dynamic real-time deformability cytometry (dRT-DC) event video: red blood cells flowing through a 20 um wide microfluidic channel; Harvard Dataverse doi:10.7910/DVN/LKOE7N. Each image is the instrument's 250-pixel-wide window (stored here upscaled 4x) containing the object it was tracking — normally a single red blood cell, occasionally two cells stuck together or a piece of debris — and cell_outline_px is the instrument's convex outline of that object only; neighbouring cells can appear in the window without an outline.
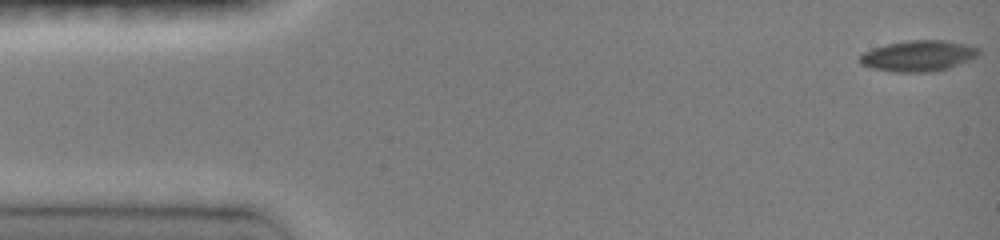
{"species": "common noctule bat (a hibernating species)", "species_latin": "Nyctalus noctula", "temperature_condition": "room temperature", "stored_images_in_passage": 47, "camera_frame_rate_fps": 3000, "um_per_image_px": 0.085, "animal": {"sex": "female", "body_mass_g": 19.0, "forearm_length_mm": 51.5}, "frame": {"image": 1, "passage_image": 1, "time_ms": 0.0, "image_size_px": [1000, 240], "cell_outline_px": [[980, 52], [976, 56], [968, 60], [948, 68], [936, 72], [896, 72], [872, 68], [860, 64], [860, 56], [864, 52], [872, 48], [888, 44], [908, 40], [948, 40], [968, 44], [980, 48]], "centroid_in_image_um": [78.08, 4.74], "position_along_channel_um": 6.9, "area_um2": 21.44}}
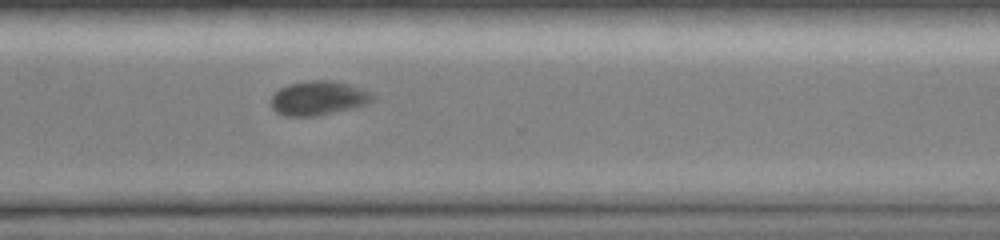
{"frame": {"image": 2, "passage_image": 35, "time_ms": 11.333, "image_size_px": [1000, 240], "cell_outline_px": [[376, 96], [372, 100], [364, 104], [352, 108], [320, 116], [284, 116], [276, 112], [272, 108], [272, 96], [280, 88], [288, 84], [308, 80], [332, 80], [348, 84], [360, 88]], "centroid_in_image_um": [27.03, 8.34], "position_along_channel_um": 343.6, "area_um2": 20.17}}
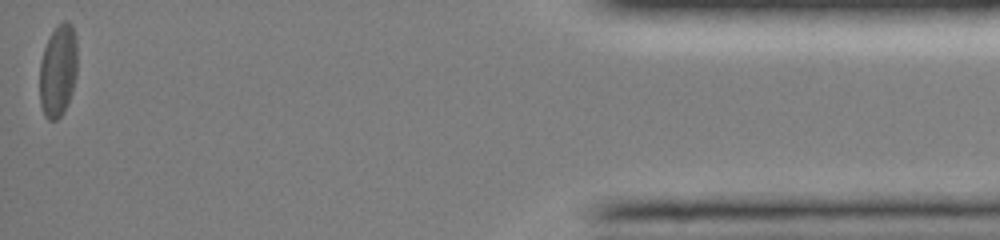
{"frame": {"image": 3, "passage_image": 47, "time_ms": 15.333, "image_size_px": [1000, 240], "cell_outline_px": [[76, 76], [72, 92], [64, 112], [56, 120], [48, 120], [44, 116], [40, 104], [40, 60], [48, 36], [56, 24], [64, 20], [68, 20], [72, 24], [76, 36]], "centroid_in_image_um": [4.92, 5.96], "position_along_channel_um": 430.3, "area_um2": 20.69}, "authors_computed_cell_mechanics": {"area_um2": 20.8658, "velocity_mm_per_s": 4.0502, "shape_relaxation_time_tau1_ms": 3.8788, "shape_relaxation_time_tau2_ms": 3.2119, "deformation_change_tau1": 0.1253, "deformation_change_tau2": 0.053}}